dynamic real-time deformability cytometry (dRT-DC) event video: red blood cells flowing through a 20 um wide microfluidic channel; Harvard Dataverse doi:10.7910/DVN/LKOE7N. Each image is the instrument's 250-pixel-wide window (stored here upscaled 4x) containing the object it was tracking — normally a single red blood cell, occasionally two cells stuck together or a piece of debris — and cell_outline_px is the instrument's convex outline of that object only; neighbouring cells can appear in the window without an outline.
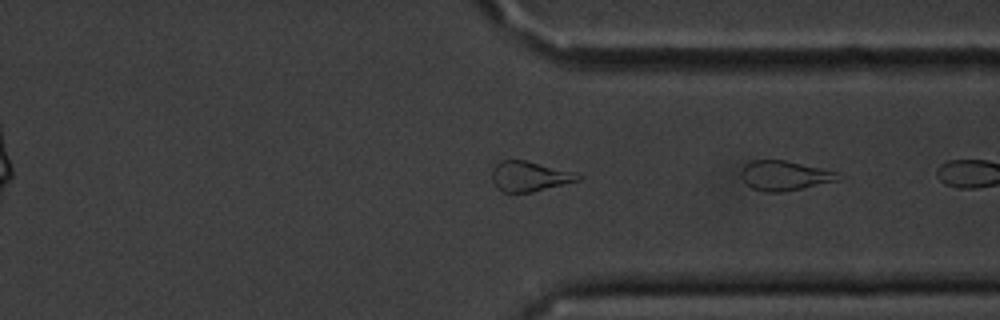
{"species": "common noctule bat (a hibernating species)", "species_latin": "Nyctalus noctula", "temperature_condition": "cold", "stored_images_in_passage": 14, "segment_of_instrument_passage": [2, 2], "camera_frame_rate_fps": 3000, "um_per_image_px": 0.085, "animal": {"sex": "male", "body_mass_g": 20.1, "forearm_length_mm": 53.5}, "frame": {"image": 1, "passage_image": 14, "time_ms": 16.667, "image_size_px": [1000, 320], "cell_outline_px": [[844, 180], [784, 192], [764, 192], [752, 188], [740, 176], [740, 172], [744, 164], [752, 160], [784, 160], [820, 168], [836, 172], [844, 176]], "centroid_in_image_um": [66.74, 14.94], "position_along_channel_um": 344.7, "area_um2": 17.05}}